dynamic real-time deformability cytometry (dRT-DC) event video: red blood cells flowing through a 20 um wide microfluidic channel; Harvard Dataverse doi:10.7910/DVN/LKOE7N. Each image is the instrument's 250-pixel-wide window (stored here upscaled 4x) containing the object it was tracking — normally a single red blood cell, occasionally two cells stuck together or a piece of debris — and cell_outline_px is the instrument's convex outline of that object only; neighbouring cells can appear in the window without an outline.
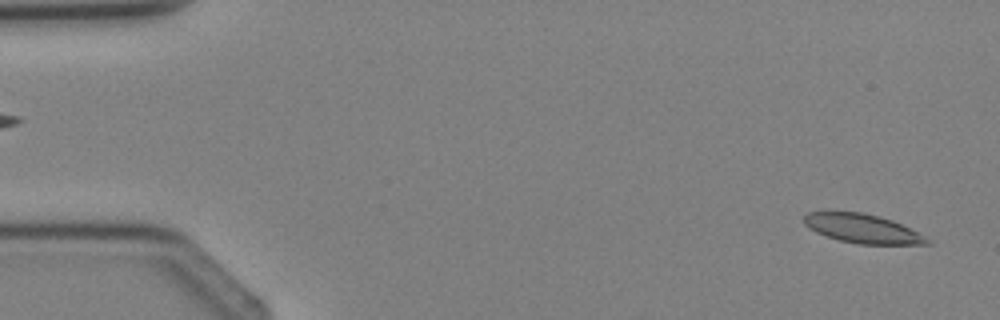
{"species": "Egyptian fruit bat (a non-hibernating species)", "species_latin": "Rousettus aegyptiacus", "temperature_condition": "cold", "stored_images_in_passage": 3, "segment_of_instrument_passage": [2, 2], "camera_frame_rate_fps": 3000, "um_per_image_px": 0.085, "animal": {"sex": "female"}, "frame": {"image": 1, "passage_image": 3, "time_ms": 2.333, "image_size_px": [1000, 320], "cell_outline_px": [[932, 244], [860, 244], [840, 240], [816, 232], [804, 224], [804, 216], [808, 212], [864, 212], [880, 216], [892, 220], [932, 240]], "centroid_in_image_um": [73.32, 19.43], "position_along_channel_um": 11.7, "area_um2": 20.52}}